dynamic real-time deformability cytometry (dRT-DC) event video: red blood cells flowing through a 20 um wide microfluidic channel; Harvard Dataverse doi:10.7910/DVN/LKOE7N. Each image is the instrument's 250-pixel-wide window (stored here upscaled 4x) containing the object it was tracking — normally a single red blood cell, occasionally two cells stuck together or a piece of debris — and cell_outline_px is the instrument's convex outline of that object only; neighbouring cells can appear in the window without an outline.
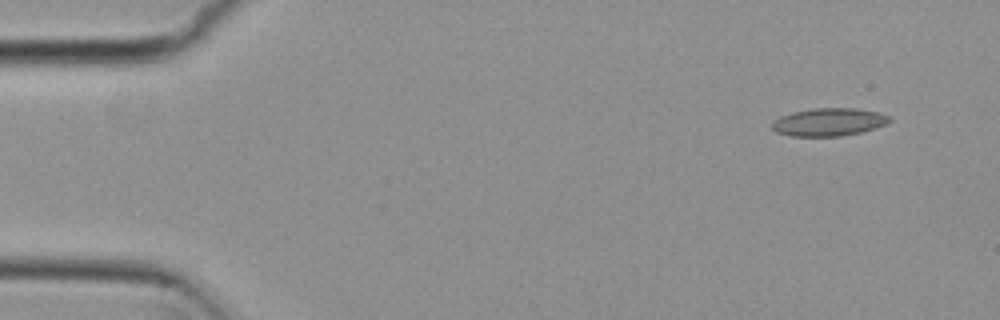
{"species": "common noctule bat (a hibernating species)", "species_latin": "Nyctalus noctula", "temperature_condition": "cold", "stored_images_in_passage": 5, "camera_frame_rate_fps": 3000, "um_per_image_px": 0.085, "animal": {"sex": "female", "body_mass_g": 29.2, "forearm_length_mm": 56.3}, "frame": {"image": 1, "passage_image": 1, "time_ms": 0.0, "image_size_px": [1000, 320], "cell_outline_px": [[892, 120], [888, 124], [876, 128], [860, 132], [840, 136], [792, 136], [776, 132], [772, 128], [772, 124], [780, 116], [792, 112], [812, 108], [856, 108], [880, 112], [892, 116]], "centroid_in_image_um": [70.52, 10.36], "position_along_channel_um": 14.5, "area_um2": 19.25}}
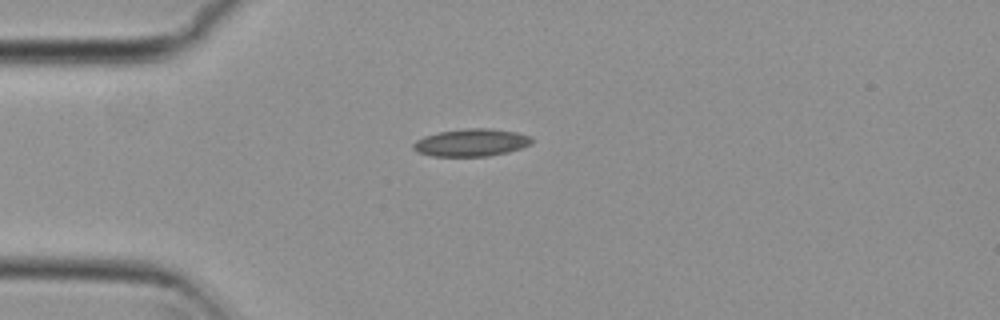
{"frame": {"image": 2, "passage_image": 4, "time_ms": 1.0, "image_size_px": [1000, 320], "cell_outline_px": [[532, 140], [528, 144], [520, 148], [508, 152], [488, 156], [432, 156], [416, 152], [412, 148], [412, 144], [416, 140], [424, 136], [440, 132], [464, 128], [488, 128], [516, 132], [532, 136]], "centroid_in_image_um": [40.02, 12.12], "position_along_channel_um": 45.0, "area_um2": 18.96}}
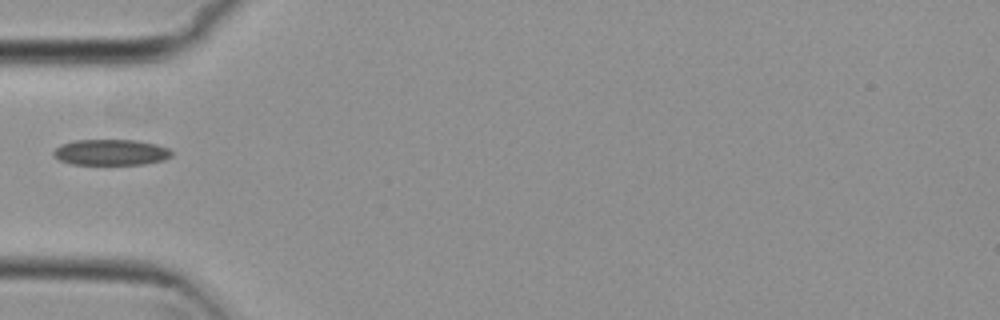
{"frame": {"image": 3, "passage_image": 5, "time_ms": 1.333, "image_size_px": [1000, 320], "cell_outline_px": [[172, 156], [164, 160], [144, 164], [68, 164], [52, 156], [52, 152], [60, 144], [76, 140], [136, 140], [156, 144], [168, 148], [172, 152]], "centroid_in_image_um": [9.4, 12.94], "position_along_channel_um": 75.6, "area_um2": 17.92}}